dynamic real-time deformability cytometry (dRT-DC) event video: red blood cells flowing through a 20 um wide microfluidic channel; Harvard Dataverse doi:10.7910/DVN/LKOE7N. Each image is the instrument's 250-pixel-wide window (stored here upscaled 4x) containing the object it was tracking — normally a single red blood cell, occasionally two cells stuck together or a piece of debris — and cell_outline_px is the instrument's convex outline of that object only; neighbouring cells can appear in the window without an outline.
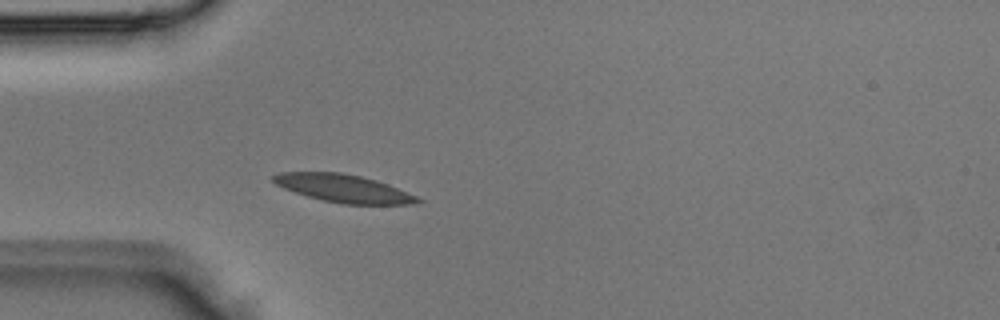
{"species": "Egyptian fruit bat (a non-hibernating species)", "species_latin": "Rousettus aegyptiacus", "temperature_condition": "room temperature", "stored_images_in_passage": 2, "camera_frame_rate_fps": 3000, "um_per_image_px": 0.085, "animal": {"sex": "male"}, "frame": {"image": 1, "passage_image": 2, "time_ms": 0.333, "image_size_px": [1000, 320], "cell_outline_px": [[424, 200], [412, 204], [344, 204], [324, 200], [308, 196], [284, 188], [276, 184], [272, 180], [272, 176], [280, 172], [340, 172], [360, 176], [376, 180], [388, 184], [416, 196]], "centroid_in_image_um": [29.2, 16.0], "position_along_channel_um": 55.8, "area_um2": 23.12}}